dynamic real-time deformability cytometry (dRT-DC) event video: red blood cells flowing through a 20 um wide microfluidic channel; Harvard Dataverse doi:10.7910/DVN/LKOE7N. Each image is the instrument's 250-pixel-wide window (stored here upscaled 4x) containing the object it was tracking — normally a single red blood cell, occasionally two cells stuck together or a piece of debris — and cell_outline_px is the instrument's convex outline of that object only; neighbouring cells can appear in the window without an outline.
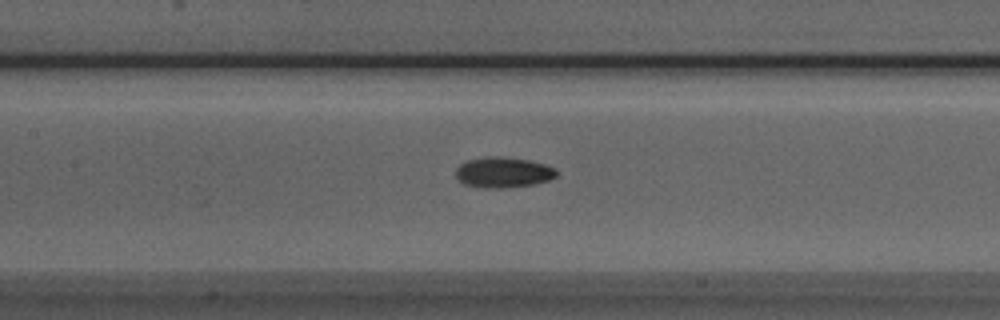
{"species": "Egyptian fruit bat (a non-hibernating species)", "species_latin": "Rousettus aegyptiacus", "temperature_condition": "room temperature", "stored_images_in_passage": 39, "camera_frame_rate_fps": 3000, "um_per_image_px": 0.085, "animal": {"sex": "male"}, "frame": {"image": 1, "passage_image": 11, "time_ms": 3.333, "image_size_px": [1000, 320], "cell_outline_px": [[556, 176], [548, 180], [532, 184], [500, 188], [484, 188], [464, 184], [456, 176], [456, 168], [460, 164], [468, 160], [484, 156], [500, 156], [528, 160], [544, 164], [556, 168]], "centroid_in_image_um": [42.75, 14.64], "position_along_channel_um": 164.7, "area_um2": 17.8}}
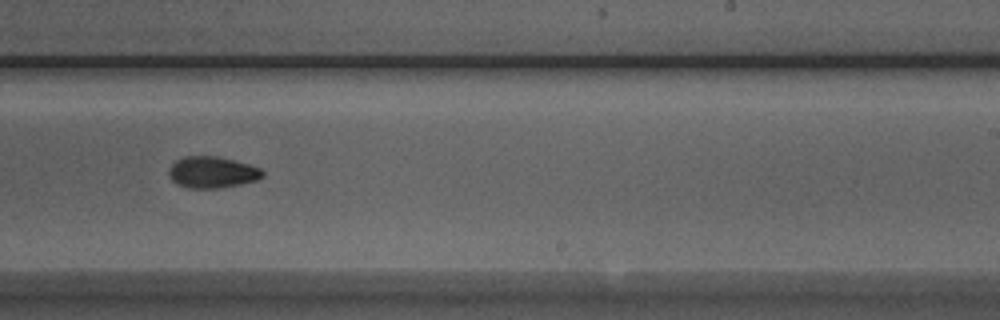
{"frame": {"image": 2, "passage_image": 19, "time_ms": 6.0, "image_size_px": [1000, 320], "cell_outline_px": [[264, 176], [256, 180], [240, 184], [216, 188], [188, 188], [176, 184], [172, 180], [168, 172], [172, 164], [176, 160], [184, 156], [216, 156], [248, 164], [260, 168], [264, 172]], "centroid_in_image_um": [18.02, 14.64], "position_along_channel_um": 271.0, "area_um2": 17.05}}
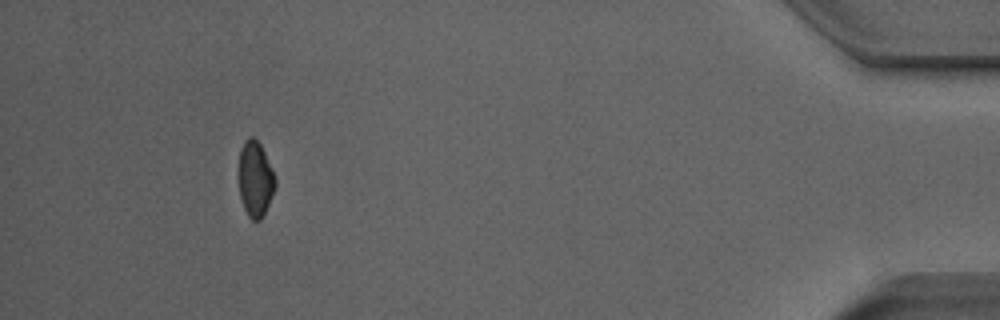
{"frame": {"image": 3, "passage_image": 35, "time_ms": 11.333, "image_size_px": [1000, 320], "cell_outline_px": [[276, 184], [268, 204], [260, 220], [252, 220], [248, 216], [244, 208], [240, 196], [240, 148], [244, 140], [248, 136], [252, 136], [260, 144], [276, 176]], "centroid_in_image_um": [21.71, 15.19], "position_along_channel_um": 413.5, "area_um2": 15.78}, "authors_computed_cell_mechanics": {"area_um2": 17.2822, "velocity_mm_per_s": 4.0009, "shape_relaxation_time_tau1_ms": 4.8831, "shape_relaxation_time_tau2_ms": 4.8451, "deformation_change_tau1": 0.1081, "deformation_change_tau2": 0.0951}}